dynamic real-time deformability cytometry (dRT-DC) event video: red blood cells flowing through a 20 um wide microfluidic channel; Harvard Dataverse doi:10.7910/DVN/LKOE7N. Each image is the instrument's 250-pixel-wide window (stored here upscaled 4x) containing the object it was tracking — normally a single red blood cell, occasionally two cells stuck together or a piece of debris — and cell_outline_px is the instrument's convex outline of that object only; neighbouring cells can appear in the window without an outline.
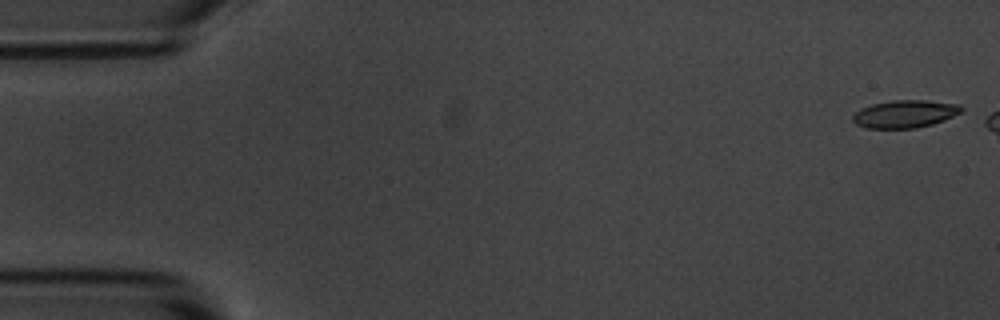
{"species": "common noctule bat (a hibernating species)", "species_latin": "Nyctalus noctula", "temperature_condition": "room temperature", "stored_images_in_passage": 4, "camera_frame_rate_fps": 3000, "um_per_image_px": 0.085, "animal": {"sex": "male", "body_mass_g": 20.1, "forearm_length_mm": 53.5}, "frame": {"image": 1, "passage_image": 1, "time_ms": 0.0, "image_size_px": [1000, 320], "cell_outline_px": [[964, 108], [960, 112], [944, 120], [932, 124], [916, 128], [864, 128], [856, 124], [852, 120], [852, 116], [860, 108], [872, 104], [892, 100], [924, 100], [960, 104]], "centroid_in_image_um": [76.89, 9.68], "position_along_channel_um": 8.1, "area_um2": 17.51}}